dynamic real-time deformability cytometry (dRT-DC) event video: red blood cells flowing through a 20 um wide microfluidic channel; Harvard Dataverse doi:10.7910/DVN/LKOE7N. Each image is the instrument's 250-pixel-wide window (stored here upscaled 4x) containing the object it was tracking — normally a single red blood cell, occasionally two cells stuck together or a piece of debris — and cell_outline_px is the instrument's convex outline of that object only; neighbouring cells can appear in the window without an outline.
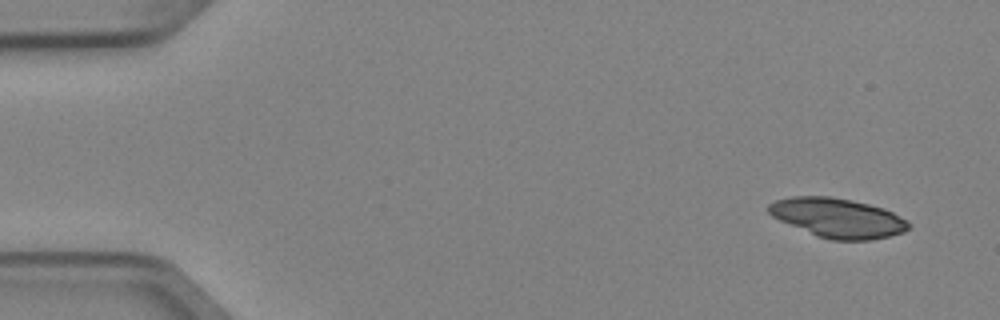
{"species": "Egyptian fruit bat (a non-hibernating species)", "species_latin": "Rousettus aegyptiacus", "temperature_condition": "cold", "stored_images_in_passage": 3, "camera_frame_rate_fps": 3000, "um_per_image_px": 0.085, "animal": {"sex": "female"}, "frame": {"image": 1, "passage_image": 1, "time_ms": 0.0, "image_size_px": [1000, 320], "cell_outline_px": [[912, 224], [904, 232], [872, 240], [832, 240], [816, 236], [780, 220], [772, 216], [768, 212], [768, 204], [776, 200], [792, 196], [832, 196], [852, 200], [884, 208], [908, 220]], "centroid_in_image_um": [71.22, 18.52], "position_along_channel_um": 13.8, "area_um2": 32.19}}
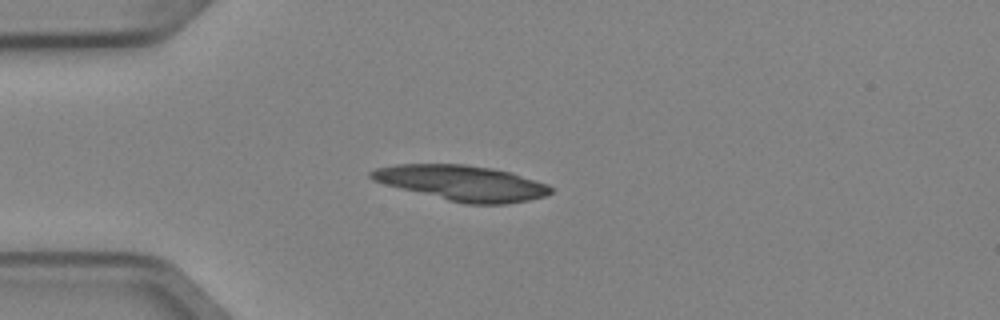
{"frame": {"image": 2, "passage_image": 3, "time_ms": 0.667, "image_size_px": [1000, 320], "cell_outline_px": [[552, 192], [544, 196], [528, 200], [508, 204], [464, 204], [384, 184], [372, 180], [368, 176], [368, 172], [376, 168], [396, 164], [464, 164], [492, 168], [512, 172], [548, 184], [552, 188]], "centroid_in_image_um": [39.27, 15.55], "position_along_channel_um": 45.7, "area_um2": 36.99}}